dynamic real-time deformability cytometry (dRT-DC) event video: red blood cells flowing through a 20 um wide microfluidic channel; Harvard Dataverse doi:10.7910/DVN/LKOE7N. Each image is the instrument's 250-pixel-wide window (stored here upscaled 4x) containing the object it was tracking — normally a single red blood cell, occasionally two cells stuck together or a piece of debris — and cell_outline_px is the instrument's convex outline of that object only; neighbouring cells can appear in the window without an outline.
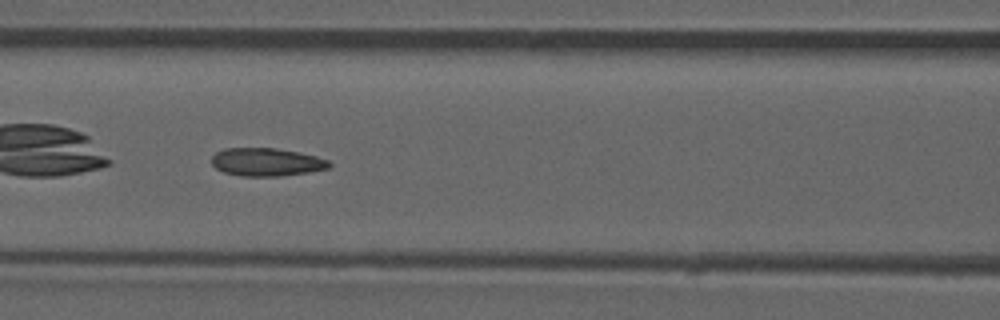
{"species": "common noctule bat (a hibernating species)", "species_latin": "Nyctalus noctula", "temperature_condition": "room temperature", "stored_images_in_passage": 54, "camera_frame_rate_fps": 3000, "um_per_image_px": 0.085, "animal": {"sex": "male", "forearm_length_mm": 52.5}, "frame": {"image": 1, "passage_image": 24, "time_ms": 7.667, "image_size_px": [1000, 320], "cell_outline_px": [[332, 164], [328, 168], [308, 172], [280, 176], [244, 176], [224, 172], [216, 168], [212, 164], [212, 156], [216, 152], [224, 148], [276, 148], [300, 152], [316, 156], [328, 160]], "centroid_in_image_um": [22.66, 13.76], "position_along_channel_um": 143.9, "area_um2": 19.19}, "authors_computed_cell_mechanics": {"area_um2": 19.3341, "velocity_mm_per_s": 3.9163, "shape_relaxation_time_tau1_ms": null, "shape_relaxation_time_tau2_ms": 2.425, "deformation_change_tau1": null, "deformation_change_tau2": 0.0925}}